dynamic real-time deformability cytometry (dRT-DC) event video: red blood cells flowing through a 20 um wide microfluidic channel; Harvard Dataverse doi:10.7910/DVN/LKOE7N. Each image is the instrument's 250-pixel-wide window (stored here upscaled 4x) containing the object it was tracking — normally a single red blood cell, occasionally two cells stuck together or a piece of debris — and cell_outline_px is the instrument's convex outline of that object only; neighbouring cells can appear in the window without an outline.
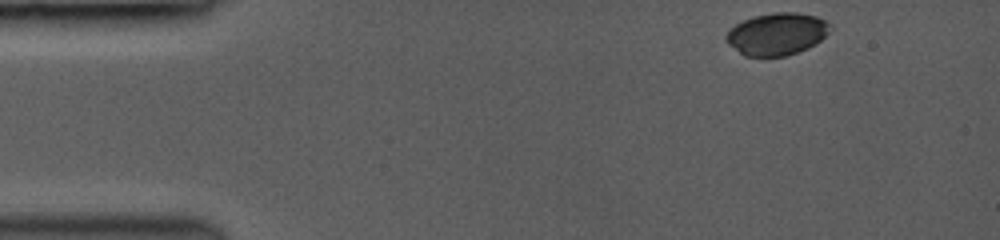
{"species": "common noctule bat (a hibernating species)", "species_latin": "Nyctalus noctula", "temperature_condition": "room temperature", "stored_images_in_passage": 9, "camera_frame_rate_fps": 3000, "um_per_image_px": 0.085, "animal": {"sex": "female", "body_mass_g": 19.0, "forearm_length_mm": 53.3}, "frame": {"image": 1, "passage_image": 1, "time_ms": 0.0, "image_size_px": [1000, 240], "cell_outline_px": [[832, 28], [820, 40], [808, 48], [784, 56], [744, 56], [728, 44], [724, 40], [724, 36], [736, 24], [752, 16], [772, 12], [796, 12], [816, 16], [832, 24]], "centroid_in_image_um": [66.02, 2.88], "position_along_channel_um": 19.0, "area_um2": 25.61}}
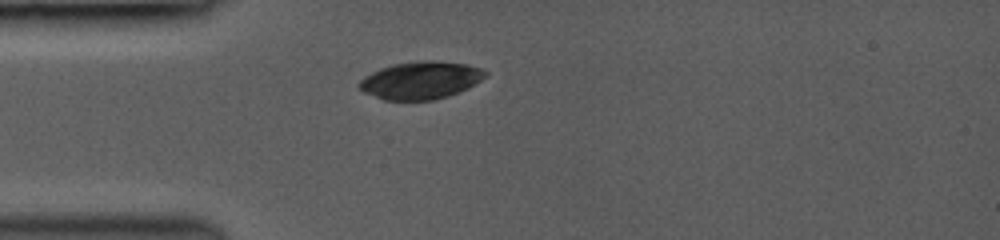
{"frame": {"image": 2, "passage_image": 4, "time_ms": 2.667, "image_size_px": [1000, 240], "cell_outline_px": [[488, 76], [468, 88], [448, 96], [432, 100], [384, 100], [364, 92], [356, 84], [364, 76], [380, 68], [392, 64], [428, 60], [432, 60], [468, 64], [480, 68], [488, 72]], "centroid_in_image_um": [35.77, 6.82], "position_along_channel_um": 49.2, "area_um2": 27.69}}
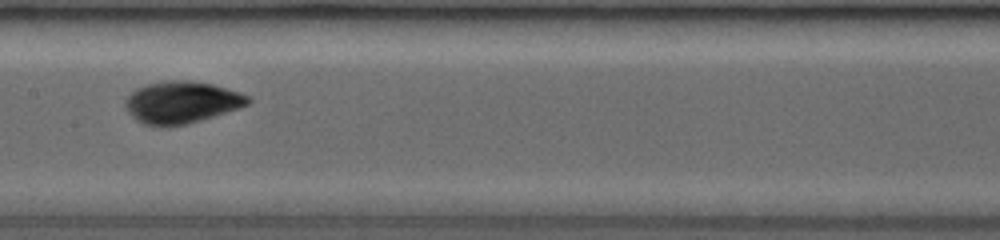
{"frame": {"image": 3, "passage_image": 8, "time_ms": 6.333, "image_size_px": [1000, 240], "cell_outline_px": [[252, 100], [248, 104], [240, 108], [188, 124], [144, 124], [136, 120], [124, 108], [124, 100], [136, 88], [144, 84], [164, 80], [188, 80], [212, 84], [240, 92], [248, 96]], "centroid_in_image_um": [15.43, 8.66], "position_along_channel_um": 192.0, "area_um2": 29.88}}